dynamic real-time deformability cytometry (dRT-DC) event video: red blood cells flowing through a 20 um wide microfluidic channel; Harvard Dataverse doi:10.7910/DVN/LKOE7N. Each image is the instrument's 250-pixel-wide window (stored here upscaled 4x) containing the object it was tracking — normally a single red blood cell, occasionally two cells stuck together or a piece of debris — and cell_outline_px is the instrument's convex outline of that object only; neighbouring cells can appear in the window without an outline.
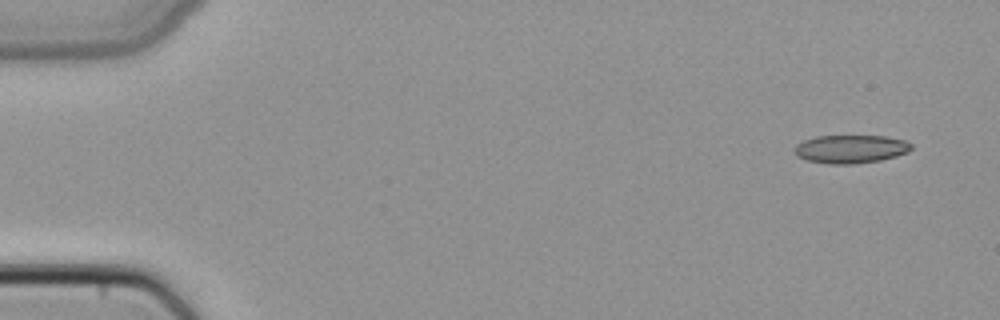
{"species": "common noctule bat (a hibernating species)", "species_latin": "Nyctalus noctula", "temperature_condition": "cold", "stored_images_in_passage": 4, "camera_frame_rate_fps": 3000, "um_per_image_px": 0.085, "animal": {"sex": "female", "body_mass_g": 22.7, "forearm_length_mm": 54.2}, "frame": {"image": 1, "passage_image": 1, "time_ms": 0.0, "image_size_px": [1000, 320], "cell_outline_px": [[912, 148], [908, 152], [896, 156], [880, 160], [852, 164], [828, 164], [808, 160], [796, 156], [792, 148], [796, 144], [804, 140], [816, 136], [884, 136], [904, 140], [912, 144]], "centroid_in_image_um": [72.27, 12.67], "position_along_channel_um": 12.7, "area_um2": 19.31}}
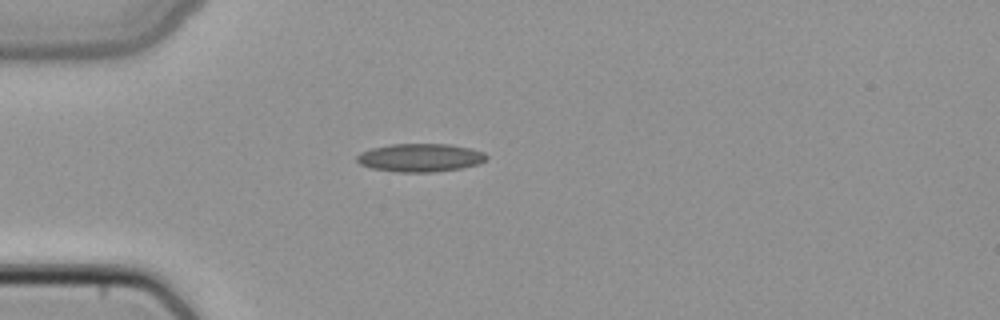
{"frame": {"image": 2, "passage_image": 4, "time_ms": 1.0, "image_size_px": [1000, 320], "cell_outline_px": [[488, 156], [480, 164], [460, 168], [432, 172], [396, 172], [372, 168], [360, 164], [356, 160], [356, 156], [360, 152], [372, 148], [388, 144], [448, 144], [468, 148], [484, 152]], "centroid_in_image_um": [35.69, 13.4], "position_along_channel_um": 49.3, "area_um2": 21.27}}